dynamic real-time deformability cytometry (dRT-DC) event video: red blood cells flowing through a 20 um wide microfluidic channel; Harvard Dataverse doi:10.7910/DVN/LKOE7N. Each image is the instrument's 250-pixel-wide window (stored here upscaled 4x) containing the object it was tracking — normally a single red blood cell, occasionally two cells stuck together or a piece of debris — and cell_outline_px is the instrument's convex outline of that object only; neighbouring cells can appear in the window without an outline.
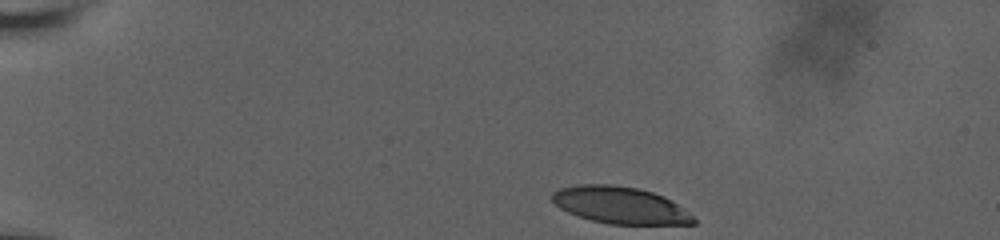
{"species": "human", "species_latin": "Homo sapiens", "temperature_condition": "room temperature", "stored_images_in_passage": 42, "camera_frame_rate_fps": 3000, "um_per_image_px": 0.085, "donor": {"sex": "male"}, "frame": {"image": 1, "passage_image": 1, "time_ms": 0.0, "image_size_px": [1000, 240], "cell_outline_px": [[696, 224], [608, 224], [592, 220], [568, 212], [560, 208], [552, 200], [552, 192], [560, 188], [580, 184], [612, 184], [636, 188], [652, 192], [664, 196], [672, 200], [684, 208], [696, 220]], "centroid_in_image_um": [52.73, 17.44], "position_along_channel_um": 32.3, "area_um2": 30.35}}
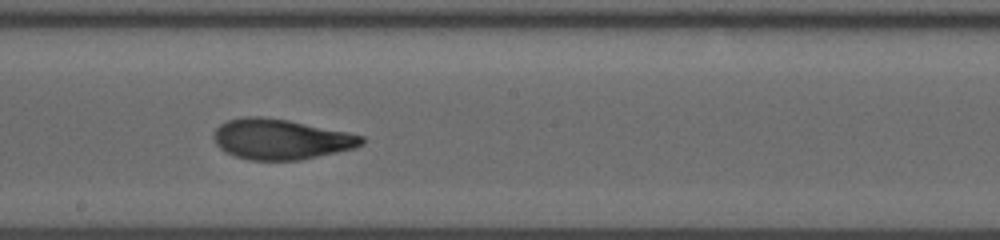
{"frame": {"image": 2, "passage_image": 24, "time_ms": 7.667, "image_size_px": [1000, 240], "cell_outline_px": [[364, 144], [356, 148], [300, 160], [248, 160], [232, 156], [224, 152], [216, 144], [212, 136], [216, 128], [220, 124], [228, 120], [244, 116], [260, 116], [288, 120], [348, 132], [364, 136]], "centroid_in_image_um": [23.85, 11.84], "position_along_channel_um": 224.3, "area_um2": 35.08}}
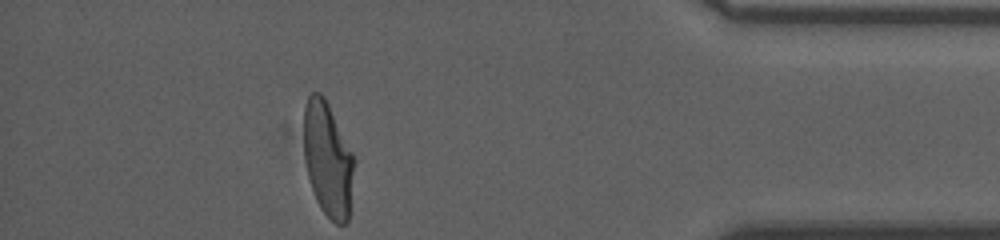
{"frame": {"image": 3, "passage_image": 42, "time_ms": 13.667, "image_size_px": [1000, 240], "cell_outline_px": [[356, 160], [348, 224], [336, 224], [320, 208], [316, 200], [308, 176], [304, 156], [304, 108], [308, 96], [312, 92], [320, 92], [324, 96]], "centroid_in_image_um": [27.88, 13.57], "position_along_channel_um": 407.3, "area_um2": 33.76}, "authors_computed_cell_mechanics": {"area_um2": 34.391, "velocity_mm_per_s": 3.6595, "shape_relaxation_time_tau1_ms": 7.2442, "shape_relaxation_time_tau2_ms": 1.3812, "deformation_change_tau1": 0.2645, "deformation_change_tau2": 0.0863}}